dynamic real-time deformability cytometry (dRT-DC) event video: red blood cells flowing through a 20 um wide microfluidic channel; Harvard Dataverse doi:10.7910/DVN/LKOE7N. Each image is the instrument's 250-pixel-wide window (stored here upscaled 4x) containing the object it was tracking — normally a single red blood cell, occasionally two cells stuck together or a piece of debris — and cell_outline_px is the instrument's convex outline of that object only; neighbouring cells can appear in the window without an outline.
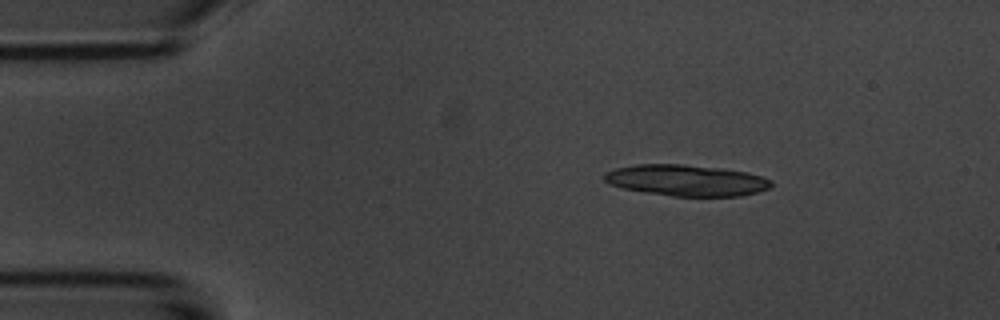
{"species": "common noctule bat (a hibernating species)", "species_latin": "Nyctalus noctula", "temperature_condition": "room temperature", "stored_images_in_passage": 3, "camera_frame_rate_fps": 3000, "um_per_image_px": 0.085, "animal": {"sex": "male", "body_mass_g": 20.1, "forearm_length_mm": 53.5}, "frame": {"image": 1, "passage_image": 1, "time_ms": 0.0, "image_size_px": [1000, 320], "cell_outline_px": [[772, 184], [768, 188], [760, 192], [740, 196], [672, 196], [644, 192], [620, 188], [604, 180], [604, 172], [616, 168], [636, 164], [684, 164], [724, 168], [748, 172], [772, 180]], "centroid_in_image_um": [58.35, 15.32], "position_along_channel_um": 26.6, "area_um2": 30.58}}
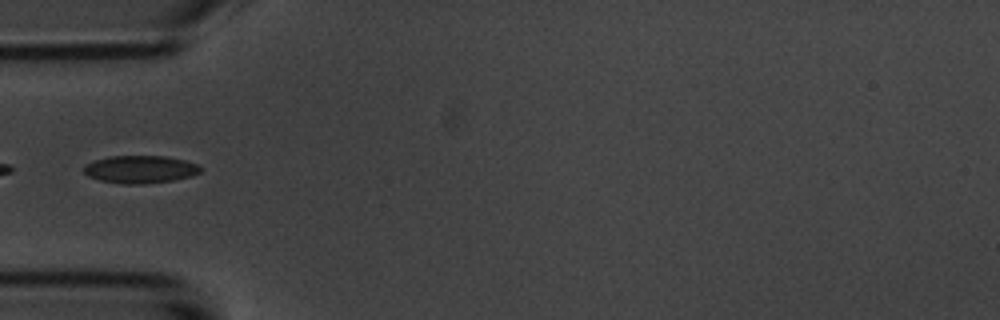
{"frame": {"image": 2, "passage_image": 3, "time_ms": 3.0, "image_size_px": [1000, 320], "cell_outline_px": [[200, 172], [192, 176], [172, 180], [144, 184], [124, 184], [100, 180], [88, 176], [84, 172], [84, 164], [108, 156], [164, 156], [184, 160], [196, 164], [200, 168]], "centroid_in_image_um": [11.89, 14.39], "position_along_channel_um": 73.1, "area_um2": 18.67}}